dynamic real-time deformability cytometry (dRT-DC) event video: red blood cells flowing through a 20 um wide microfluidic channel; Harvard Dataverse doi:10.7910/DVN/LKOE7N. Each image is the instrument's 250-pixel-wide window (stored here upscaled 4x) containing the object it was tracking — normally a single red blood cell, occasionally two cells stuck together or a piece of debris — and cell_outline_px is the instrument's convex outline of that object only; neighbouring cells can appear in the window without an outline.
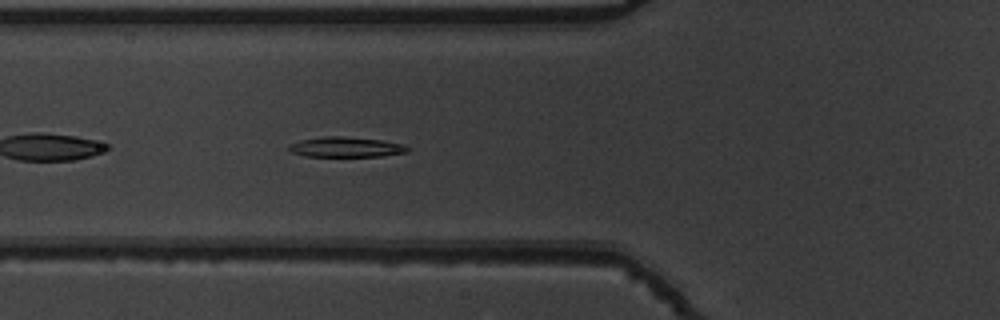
{"species": "common noctule bat (a hibernating species)", "species_latin": "Nyctalus noctula", "temperature_condition": "warm", "stored_images_in_passage": 39, "camera_frame_rate_fps": 3000, "um_per_image_px": 0.085, "animal": {"sex": "male", "body_mass_g": 19.5, "forearm_length_mm": 54.6}, "frame": {"image": 1, "passage_image": 6, "time_ms": 1.667, "image_size_px": [1000, 320], "cell_outline_px": [[408, 152], [380, 156], [304, 156], [292, 152], [288, 148], [292, 144], [300, 140], [324, 136], [344, 136], [384, 140], [404, 144], [408, 148]], "centroid_in_image_um": [29.44, 12.49], "position_along_channel_um": 96.4, "area_um2": 13.87}}
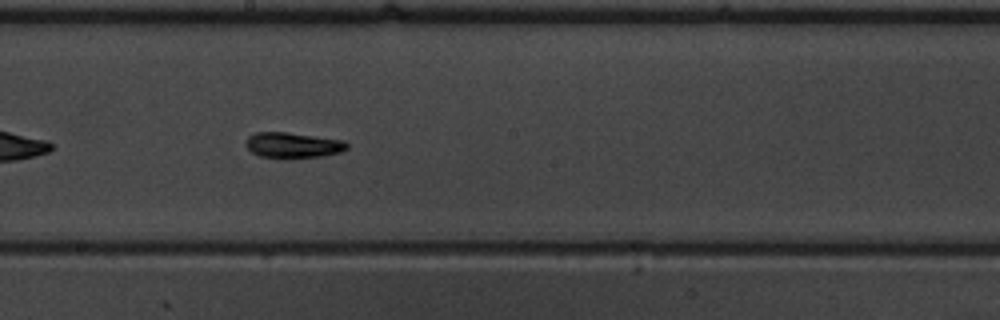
{"frame": {"image": 2, "passage_image": 16, "time_ms": 5.0, "image_size_px": [1000, 320], "cell_outline_px": [[348, 148], [340, 152], [320, 156], [260, 156], [252, 152], [244, 144], [244, 140], [248, 136], [256, 132], [288, 132], [344, 140], [348, 144]], "centroid_in_image_um": [24.88, 12.29], "position_along_channel_um": 223.3, "area_um2": 14.62}}
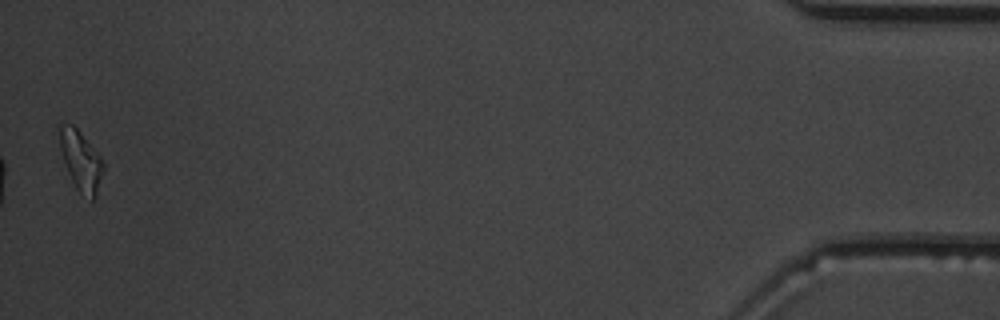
{"frame": {"image": 3, "passage_image": 39, "time_ms": 12.667, "image_size_px": [1000, 320], "cell_outline_px": [[104, 168], [96, 196], [92, 200], [80, 192], [76, 188], [68, 172], [60, 148], [56, 128], [56, 124], [72, 124], [80, 132], [100, 156], [104, 164]], "centroid_in_image_um": [6.84, 13.6], "position_along_channel_um": 428.4, "area_um2": 15.2}, "authors_computed_cell_mechanics": {"area_um2": 14.5656, "velocity_mm_per_s": 3.8052, "shape_relaxation_time_tau1_ms": 3.4299, "shape_relaxation_time_tau2_ms": null, "deformation_change_tau1": 0.2091, "deformation_change_tau2": null}}